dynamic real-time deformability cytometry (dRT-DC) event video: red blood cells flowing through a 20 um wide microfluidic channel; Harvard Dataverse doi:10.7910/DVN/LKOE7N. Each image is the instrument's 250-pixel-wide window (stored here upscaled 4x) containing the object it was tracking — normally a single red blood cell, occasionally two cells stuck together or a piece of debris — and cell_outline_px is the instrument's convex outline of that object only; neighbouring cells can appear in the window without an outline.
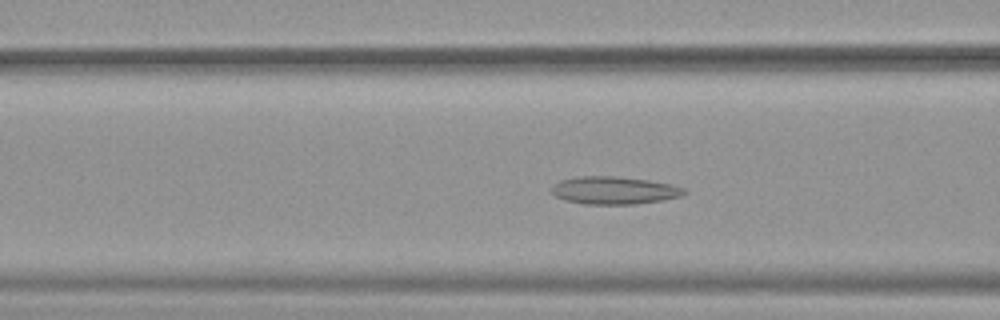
{"species": "common noctule bat (a hibernating species)", "species_latin": "Nyctalus noctula", "temperature_condition": "warm", "stored_images_in_passage": 43, "camera_frame_rate_fps": 3000, "um_per_image_px": 0.085, "animal": {"sex": "female", "body_mass_g": 19.9}, "frame": {"image": 1, "passage_image": 14, "time_ms": 4.333, "image_size_px": [1000, 320], "cell_outline_px": [[688, 192], [680, 196], [660, 200], [636, 204], [584, 204], [564, 200], [556, 196], [552, 192], [552, 188], [560, 180], [580, 176], [616, 176], [648, 180], [672, 184], [684, 188]], "centroid_in_image_um": [52.22, 16.18], "position_along_channel_um": 114.4, "area_um2": 21.27}}
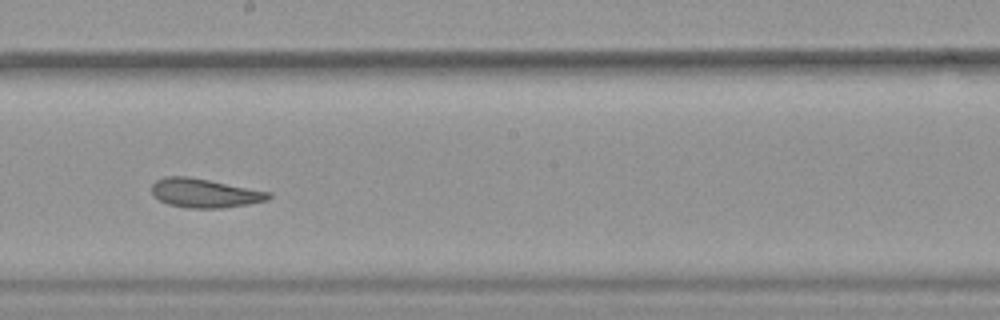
{"frame": {"image": 2, "passage_image": 23, "time_ms": 7.333, "image_size_px": [1000, 320], "cell_outline_px": [[272, 196], [268, 200], [248, 204], [220, 208], [188, 208], [168, 204], [160, 200], [152, 192], [152, 184], [156, 180], [164, 176], [188, 176], [272, 192]], "centroid_in_image_um": [17.41, 16.41], "position_along_channel_um": 230.8, "area_um2": 19.71}}
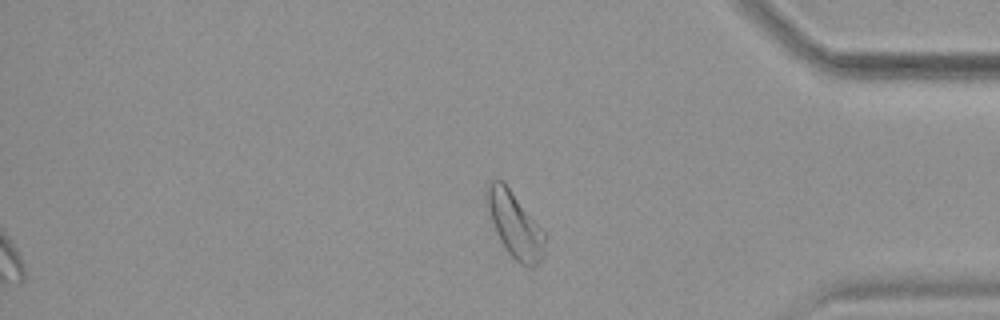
{"frame": {"image": 3, "passage_image": 37, "time_ms": 12.0, "image_size_px": [1000, 320], "cell_outline_px": [[544, 244], [540, 260], [536, 268], [528, 268], [520, 264], [508, 252], [500, 240], [496, 232], [488, 208], [488, 184], [492, 180], [504, 180], [544, 232]], "centroid_in_image_um": [43.78, 19.13], "position_along_channel_um": 391.4, "area_um2": 21.5}}